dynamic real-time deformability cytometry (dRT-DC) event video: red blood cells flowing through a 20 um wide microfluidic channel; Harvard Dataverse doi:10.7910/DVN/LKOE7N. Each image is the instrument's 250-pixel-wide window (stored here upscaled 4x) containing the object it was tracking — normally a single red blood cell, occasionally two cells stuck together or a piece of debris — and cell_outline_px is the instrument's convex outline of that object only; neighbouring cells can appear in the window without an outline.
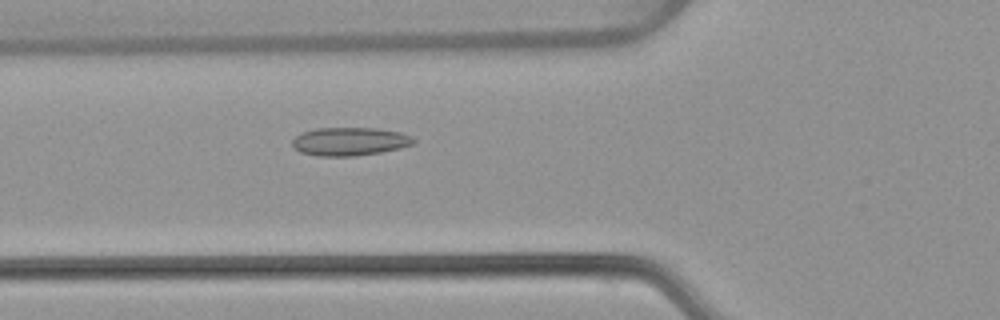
{"species": "common noctule bat (a hibernating species)", "species_latin": "Nyctalus noctula", "temperature_condition": "warm", "stored_images_in_passage": 52, "camera_frame_rate_fps": 3000, "um_per_image_px": 0.085, "animal": {"sex": "female", "body_mass_g": 22.7, "forearm_length_mm": 54.2}, "frame": {"image": 1, "passage_image": 19, "time_ms": 6.0, "image_size_px": [1000, 320], "cell_outline_px": [[416, 140], [412, 144], [400, 148], [380, 152], [356, 156], [320, 156], [300, 152], [292, 144], [292, 140], [296, 136], [304, 132], [316, 128], [380, 128], [400, 132], [412, 136]], "centroid_in_image_um": [29.75, 12.02], "position_along_channel_um": 96.0, "area_um2": 19.94}}
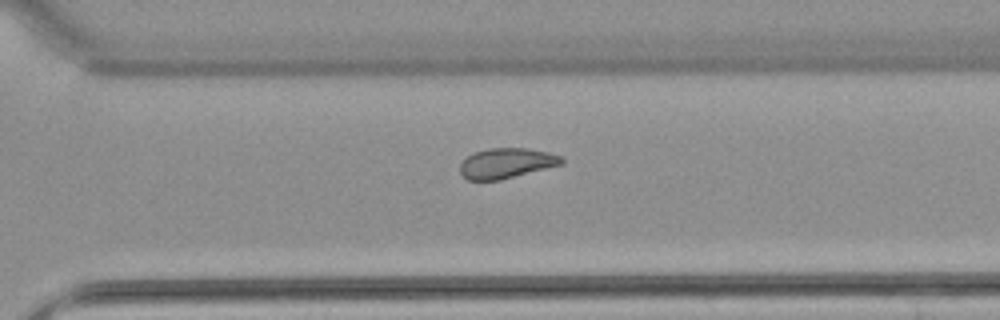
{"frame": {"image": 2, "passage_image": 37, "time_ms": 12.0, "image_size_px": [1000, 320], "cell_outline_px": [[564, 164], [500, 180], [468, 180], [460, 172], [460, 164], [472, 152], [488, 148], [528, 148], [548, 152], [560, 156], [564, 160]], "centroid_in_image_um": [43.05, 13.86], "position_along_channel_um": 327.5, "area_um2": 17.92}}
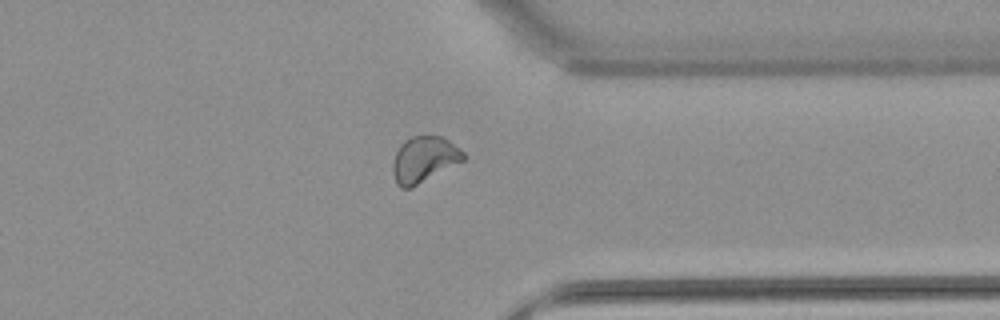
{"frame": {"image": 3, "passage_image": 41, "time_ms": 13.333, "image_size_px": [1000, 320], "cell_outline_px": [[468, 156], [464, 160], [412, 188], [400, 188], [396, 184], [392, 172], [392, 164], [396, 152], [400, 144], [404, 140], [412, 136], [444, 136], [460, 148]], "centroid_in_image_um": [36.05, 13.55], "position_along_channel_um": 375.4, "area_um2": 19.19}, "authors_computed_cell_mechanics": {"area_um2": 19.2474, "velocity_mm_per_s": 3.8586, "shape_relaxation_time_tau1_ms": null, "shape_relaxation_time_tau2_ms": 2.2266, "deformation_change_tau1": null, "deformation_change_tau2": 0.0654}}